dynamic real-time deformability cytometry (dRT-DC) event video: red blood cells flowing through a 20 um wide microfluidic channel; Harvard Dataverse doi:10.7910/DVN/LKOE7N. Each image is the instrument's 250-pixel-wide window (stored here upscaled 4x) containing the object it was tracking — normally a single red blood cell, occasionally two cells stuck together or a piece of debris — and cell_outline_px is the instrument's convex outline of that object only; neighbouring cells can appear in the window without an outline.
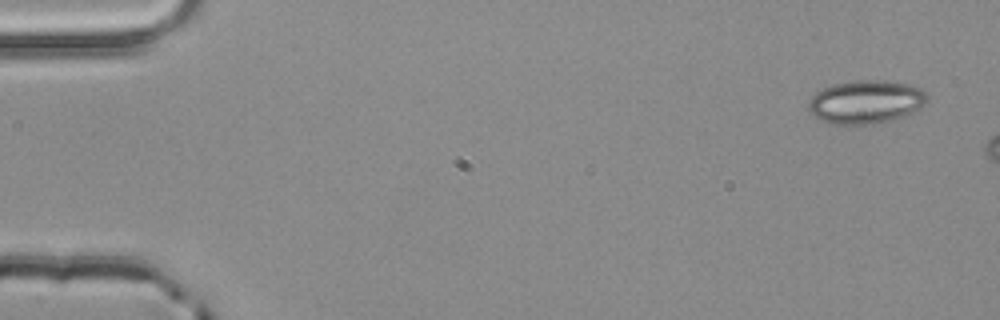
{"species": "common noctule bat (a hibernating species)", "species_latin": "Nyctalus noctula", "temperature_condition": "room temperature", "stored_images_in_passage": 3, "segment_of_instrument_passage": [2, 2], "camera_frame_rate_fps": 3000, "um_per_image_px": 0.085, "animal": {"sex": "male", "body_mass_g": 20.4}, "frame": {"image": 1, "passage_image": 3, "time_ms": 0.667, "image_size_px": [1000, 320], "cell_outline_px": [[928, 100], [924, 104], [904, 116], [892, 120], [872, 124], [836, 124], [820, 120], [808, 108], [808, 104], [812, 96], [816, 92], [832, 84], [852, 80], [884, 80], [908, 84], [920, 88], [928, 96]], "centroid_in_image_um": [73.6, 8.65], "position_along_channel_um": 11.4, "area_um2": 29.82}}